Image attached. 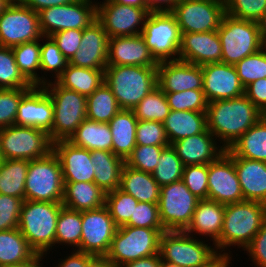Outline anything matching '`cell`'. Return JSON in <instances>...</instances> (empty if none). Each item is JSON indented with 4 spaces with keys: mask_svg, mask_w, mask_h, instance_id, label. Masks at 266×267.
I'll return each instance as SVG.
<instances>
[{
    "mask_svg": "<svg viewBox=\"0 0 266 267\" xmlns=\"http://www.w3.org/2000/svg\"><path fill=\"white\" fill-rule=\"evenodd\" d=\"M265 114L245 95L208 103L207 129L225 149L256 124Z\"/></svg>",
    "mask_w": 266,
    "mask_h": 267,
    "instance_id": "6da1fadb",
    "label": "cell"
},
{
    "mask_svg": "<svg viewBox=\"0 0 266 267\" xmlns=\"http://www.w3.org/2000/svg\"><path fill=\"white\" fill-rule=\"evenodd\" d=\"M265 218L266 204L262 202L244 200L226 204L219 252L232 254L231 247L243 251L259 232Z\"/></svg>",
    "mask_w": 266,
    "mask_h": 267,
    "instance_id": "7a4b0ae2",
    "label": "cell"
},
{
    "mask_svg": "<svg viewBox=\"0 0 266 267\" xmlns=\"http://www.w3.org/2000/svg\"><path fill=\"white\" fill-rule=\"evenodd\" d=\"M62 203L24 200L18 228L37 254L45 257L55 248L57 218Z\"/></svg>",
    "mask_w": 266,
    "mask_h": 267,
    "instance_id": "3957f363",
    "label": "cell"
},
{
    "mask_svg": "<svg viewBox=\"0 0 266 267\" xmlns=\"http://www.w3.org/2000/svg\"><path fill=\"white\" fill-rule=\"evenodd\" d=\"M105 83L110 87L121 109L133 110L158 85L157 67L107 66Z\"/></svg>",
    "mask_w": 266,
    "mask_h": 267,
    "instance_id": "277c9868",
    "label": "cell"
},
{
    "mask_svg": "<svg viewBox=\"0 0 266 267\" xmlns=\"http://www.w3.org/2000/svg\"><path fill=\"white\" fill-rule=\"evenodd\" d=\"M53 105V124L49 138L54 143L68 140L87 118L86 96L60 86L56 81L43 85Z\"/></svg>",
    "mask_w": 266,
    "mask_h": 267,
    "instance_id": "5b68a950",
    "label": "cell"
},
{
    "mask_svg": "<svg viewBox=\"0 0 266 267\" xmlns=\"http://www.w3.org/2000/svg\"><path fill=\"white\" fill-rule=\"evenodd\" d=\"M164 228L123 225L117 228L106 257L116 266L159 254Z\"/></svg>",
    "mask_w": 266,
    "mask_h": 267,
    "instance_id": "8992f818",
    "label": "cell"
},
{
    "mask_svg": "<svg viewBox=\"0 0 266 267\" xmlns=\"http://www.w3.org/2000/svg\"><path fill=\"white\" fill-rule=\"evenodd\" d=\"M63 192L62 168L54 151L29 161L24 200L62 203Z\"/></svg>",
    "mask_w": 266,
    "mask_h": 267,
    "instance_id": "52a82bcc",
    "label": "cell"
},
{
    "mask_svg": "<svg viewBox=\"0 0 266 267\" xmlns=\"http://www.w3.org/2000/svg\"><path fill=\"white\" fill-rule=\"evenodd\" d=\"M217 33L222 46V62L226 64L235 65L263 48L255 21L238 19L225 13Z\"/></svg>",
    "mask_w": 266,
    "mask_h": 267,
    "instance_id": "ba28073f",
    "label": "cell"
},
{
    "mask_svg": "<svg viewBox=\"0 0 266 267\" xmlns=\"http://www.w3.org/2000/svg\"><path fill=\"white\" fill-rule=\"evenodd\" d=\"M53 151L49 134L30 126L11 125L0 128V155L2 159L34 160Z\"/></svg>",
    "mask_w": 266,
    "mask_h": 267,
    "instance_id": "9c48e42d",
    "label": "cell"
},
{
    "mask_svg": "<svg viewBox=\"0 0 266 267\" xmlns=\"http://www.w3.org/2000/svg\"><path fill=\"white\" fill-rule=\"evenodd\" d=\"M141 35L157 62L179 60L182 34L170 11L149 12Z\"/></svg>",
    "mask_w": 266,
    "mask_h": 267,
    "instance_id": "30bf717a",
    "label": "cell"
},
{
    "mask_svg": "<svg viewBox=\"0 0 266 267\" xmlns=\"http://www.w3.org/2000/svg\"><path fill=\"white\" fill-rule=\"evenodd\" d=\"M206 242L203 237L191 236L185 231H164L160 237L159 254L162 261L171 264L199 267L217 253L214 244Z\"/></svg>",
    "mask_w": 266,
    "mask_h": 267,
    "instance_id": "8fae6325",
    "label": "cell"
},
{
    "mask_svg": "<svg viewBox=\"0 0 266 267\" xmlns=\"http://www.w3.org/2000/svg\"><path fill=\"white\" fill-rule=\"evenodd\" d=\"M199 200L182 180L160 187L159 218L165 231H185Z\"/></svg>",
    "mask_w": 266,
    "mask_h": 267,
    "instance_id": "7c38bea8",
    "label": "cell"
},
{
    "mask_svg": "<svg viewBox=\"0 0 266 267\" xmlns=\"http://www.w3.org/2000/svg\"><path fill=\"white\" fill-rule=\"evenodd\" d=\"M97 1L75 0L72 3L48 7L38 12L39 27L43 36L56 32L89 27L97 20Z\"/></svg>",
    "mask_w": 266,
    "mask_h": 267,
    "instance_id": "4fadbf2b",
    "label": "cell"
},
{
    "mask_svg": "<svg viewBox=\"0 0 266 267\" xmlns=\"http://www.w3.org/2000/svg\"><path fill=\"white\" fill-rule=\"evenodd\" d=\"M181 33H202L219 29L225 14L224 0H185L170 11Z\"/></svg>",
    "mask_w": 266,
    "mask_h": 267,
    "instance_id": "5bb4252c",
    "label": "cell"
},
{
    "mask_svg": "<svg viewBox=\"0 0 266 267\" xmlns=\"http://www.w3.org/2000/svg\"><path fill=\"white\" fill-rule=\"evenodd\" d=\"M42 36L38 13L18 1L11 2L0 15V46L13 47Z\"/></svg>",
    "mask_w": 266,
    "mask_h": 267,
    "instance_id": "9a60e30c",
    "label": "cell"
},
{
    "mask_svg": "<svg viewBox=\"0 0 266 267\" xmlns=\"http://www.w3.org/2000/svg\"><path fill=\"white\" fill-rule=\"evenodd\" d=\"M96 3L97 21L109 38L141 34L150 12L148 8L121 5L111 0H99Z\"/></svg>",
    "mask_w": 266,
    "mask_h": 267,
    "instance_id": "2e32d148",
    "label": "cell"
},
{
    "mask_svg": "<svg viewBox=\"0 0 266 267\" xmlns=\"http://www.w3.org/2000/svg\"><path fill=\"white\" fill-rule=\"evenodd\" d=\"M118 226L107 207L82 211V233L78 251L106 256Z\"/></svg>",
    "mask_w": 266,
    "mask_h": 267,
    "instance_id": "e0dca14e",
    "label": "cell"
},
{
    "mask_svg": "<svg viewBox=\"0 0 266 267\" xmlns=\"http://www.w3.org/2000/svg\"><path fill=\"white\" fill-rule=\"evenodd\" d=\"M208 199L225 205L244 201L233 156L227 150L208 164Z\"/></svg>",
    "mask_w": 266,
    "mask_h": 267,
    "instance_id": "ac0fdd59",
    "label": "cell"
},
{
    "mask_svg": "<svg viewBox=\"0 0 266 267\" xmlns=\"http://www.w3.org/2000/svg\"><path fill=\"white\" fill-rule=\"evenodd\" d=\"M201 68L203 92L208 103L244 95L245 88L234 65L216 62L202 65Z\"/></svg>",
    "mask_w": 266,
    "mask_h": 267,
    "instance_id": "d6986e66",
    "label": "cell"
},
{
    "mask_svg": "<svg viewBox=\"0 0 266 267\" xmlns=\"http://www.w3.org/2000/svg\"><path fill=\"white\" fill-rule=\"evenodd\" d=\"M157 82L164 93L203 89L202 68L182 60L158 62Z\"/></svg>",
    "mask_w": 266,
    "mask_h": 267,
    "instance_id": "ffe728a7",
    "label": "cell"
},
{
    "mask_svg": "<svg viewBox=\"0 0 266 267\" xmlns=\"http://www.w3.org/2000/svg\"><path fill=\"white\" fill-rule=\"evenodd\" d=\"M52 124V100L43 86H33L18 105L15 125L38 128L49 134Z\"/></svg>",
    "mask_w": 266,
    "mask_h": 267,
    "instance_id": "44dd1931",
    "label": "cell"
},
{
    "mask_svg": "<svg viewBox=\"0 0 266 267\" xmlns=\"http://www.w3.org/2000/svg\"><path fill=\"white\" fill-rule=\"evenodd\" d=\"M109 36L102 25L96 20L83 29L79 49L69 64L97 70H105L108 60Z\"/></svg>",
    "mask_w": 266,
    "mask_h": 267,
    "instance_id": "7402d4cb",
    "label": "cell"
},
{
    "mask_svg": "<svg viewBox=\"0 0 266 267\" xmlns=\"http://www.w3.org/2000/svg\"><path fill=\"white\" fill-rule=\"evenodd\" d=\"M157 67L141 34L109 38L107 66Z\"/></svg>",
    "mask_w": 266,
    "mask_h": 267,
    "instance_id": "603a6c76",
    "label": "cell"
},
{
    "mask_svg": "<svg viewBox=\"0 0 266 267\" xmlns=\"http://www.w3.org/2000/svg\"><path fill=\"white\" fill-rule=\"evenodd\" d=\"M181 34L179 60L198 66L222 62V46L217 30Z\"/></svg>",
    "mask_w": 266,
    "mask_h": 267,
    "instance_id": "cb8c5ba5",
    "label": "cell"
},
{
    "mask_svg": "<svg viewBox=\"0 0 266 267\" xmlns=\"http://www.w3.org/2000/svg\"><path fill=\"white\" fill-rule=\"evenodd\" d=\"M53 151L59 158L64 182H94L91 151L76 147L67 140L54 142Z\"/></svg>",
    "mask_w": 266,
    "mask_h": 267,
    "instance_id": "d4e9b609",
    "label": "cell"
},
{
    "mask_svg": "<svg viewBox=\"0 0 266 267\" xmlns=\"http://www.w3.org/2000/svg\"><path fill=\"white\" fill-rule=\"evenodd\" d=\"M171 146L184 166L212 163L226 150L208 129L180 139Z\"/></svg>",
    "mask_w": 266,
    "mask_h": 267,
    "instance_id": "484cf974",
    "label": "cell"
},
{
    "mask_svg": "<svg viewBox=\"0 0 266 267\" xmlns=\"http://www.w3.org/2000/svg\"><path fill=\"white\" fill-rule=\"evenodd\" d=\"M225 204L209 199L199 200L191 223L185 230L191 236L205 237L213 242L219 252V237L223 228Z\"/></svg>",
    "mask_w": 266,
    "mask_h": 267,
    "instance_id": "4316f807",
    "label": "cell"
},
{
    "mask_svg": "<svg viewBox=\"0 0 266 267\" xmlns=\"http://www.w3.org/2000/svg\"><path fill=\"white\" fill-rule=\"evenodd\" d=\"M244 200L266 204V162L233 157Z\"/></svg>",
    "mask_w": 266,
    "mask_h": 267,
    "instance_id": "83f0119b",
    "label": "cell"
},
{
    "mask_svg": "<svg viewBox=\"0 0 266 267\" xmlns=\"http://www.w3.org/2000/svg\"><path fill=\"white\" fill-rule=\"evenodd\" d=\"M106 192L95 182H64L62 204L74 211H86L105 205Z\"/></svg>",
    "mask_w": 266,
    "mask_h": 267,
    "instance_id": "f1b7e54d",
    "label": "cell"
},
{
    "mask_svg": "<svg viewBox=\"0 0 266 267\" xmlns=\"http://www.w3.org/2000/svg\"><path fill=\"white\" fill-rule=\"evenodd\" d=\"M137 118L132 110L121 109L109 122L112 152L124 161L136 147Z\"/></svg>",
    "mask_w": 266,
    "mask_h": 267,
    "instance_id": "f546056e",
    "label": "cell"
},
{
    "mask_svg": "<svg viewBox=\"0 0 266 267\" xmlns=\"http://www.w3.org/2000/svg\"><path fill=\"white\" fill-rule=\"evenodd\" d=\"M119 189L133 196L138 202H159L160 185L153 178V175L133 169L126 164L121 171Z\"/></svg>",
    "mask_w": 266,
    "mask_h": 267,
    "instance_id": "4dcf8cb0",
    "label": "cell"
},
{
    "mask_svg": "<svg viewBox=\"0 0 266 267\" xmlns=\"http://www.w3.org/2000/svg\"><path fill=\"white\" fill-rule=\"evenodd\" d=\"M162 123L170 145L207 129L206 112L170 110Z\"/></svg>",
    "mask_w": 266,
    "mask_h": 267,
    "instance_id": "1f68e13d",
    "label": "cell"
},
{
    "mask_svg": "<svg viewBox=\"0 0 266 267\" xmlns=\"http://www.w3.org/2000/svg\"><path fill=\"white\" fill-rule=\"evenodd\" d=\"M91 163L94 169V182L106 193L119 189L121 171L125 161L112 151L92 150Z\"/></svg>",
    "mask_w": 266,
    "mask_h": 267,
    "instance_id": "d6a6232c",
    "label": "cell"
},
{
    "mask_svg": "<svg viewBox=\"0 0 266 267\" xmlns=\"http://www.w3.org/2000/svg\"><path fill=\"white\" fill-rule=\"evenodd\" d=\"M67 141L89 151H112V134L108 123L88 118L84 119Z\"/></svg>",
    "mask_w": 266,
    "mask_h": 267,
    "instance_id": "836d02e7",
    "label": "cell"
},
{
    "mask_svg": "<svg viewBox=\"0 0 266 267\" xmlns=\"http://www.w3.org/2000/svg\"><path fill=\"white\" fill-rule=\"evenodd\" d=\"M226 150L233 157L266 162V115Z\"/></svg>",
    "mask_w": 266,
    "mask_h": 267,
    "instance_id": "e575fe53",
    "label": "cell"
},
{
    "mask_svg": "<svg viewBox=\"0 0 266 267\" xmlns=\"http://www.w3.org/2000/svg\"><path fill=\"white\" fill-rule=\"evenodd\" d=\"M56 82L63 88L76 91L87 97L105 82L104 70L82 68L68 63Z\"/></svg>",
    "mask_w": 266,
    "mask_h": 267,
    "instance_id": "d590c367",
    "label": "cell"
},
{
    "mask_svg": "<svg viewBox=\"0 0 266 267\" xmlns=\"http://www.w3.org/2000/svg\"><path fill=\"white\" fill-rule=\"evenodd\" d=\"M36 255L19 228L0 231V267L23 263Z\"/></svg>",
    "mask_w": 266,
    "mask_h": 267,
    "instance_id": "8d00e7d4",
    "label": "cell"
},
{
    "mask_svg": "<svg viewBox=\"0 0 266 267\" xmlns=\"http://www.w3.org/2000/svg\"><path fill=\"white\" fill-rule=\"evenodd\" d=\"M28 166V160L2 159L0 162V194L24 200Z\"/></svg>",
    "mask_w": 266,
    "mask_h": 267,
    "instance_id": "74e56055",
    "label": "cell"
},
{
    "mask_svg": "<svg viewBox=\"0 0 266 267\" xmlns=\"http://www.w3.org/2000/svg\"><path fill=\"white\" fill-rule=\"evenodd\" d=\"M40 40L11 47L20 73L32 86H42Z\"/></svg>",
    "mask_w": 266,
    "mask_h": 267,
    "instance_id": "f35d334b",
    "label": "cell"
},
{
    "mask_svg": "<svg viewBox=\"0 0 266 267\" xmlns=\"http://www.w3.org/2000/svg\"><path fill=\"white\" fill-rule=\"evenodd\" d=\"M82 233V211H74L66 207L60 209L56 224L55 247L65 245L78 250Z\"/></svg>",
    "mask_w": 266,
    "mask_h": 267,
    "instance_id": "ab89813d",
    "label": "cell"
},
{
    "mask_svg": "<svg viewBox=\"0 0 266 267\" xmlns=\"http://www.w3.org/2000/svg\"><path fill=\"white\" fill-rule=\"evenodd\" d=\"M87 100V118L101 123H108L120 110L116 97L104 82Z\"/></svg>",
    "mask_w": 266,
    "mask_h": 267,
    "instance_id": "60d3db41",
    "label": "cell"
},
{
    "mask_svg": "<svg viewBox=\"0 0 266 267\" xmlns=\"http://www.w3.org/2000/svg\"><path fill=\"white\" fill-rule=\"evenodd\" d=\"M41 40V75L42 73V86L47 82L56 81V79L63 73L69 61L65 58L59 50L56 42L51 36H42ZM51 74L50 79L46 75ZM54 78V79H53Z\"/></svg>",
    "mask_w": 266,
    "mask_h": 267,
    "instance_id": "b9f144b4",
    "label": "cell"
},
{
    "mask_svg": "<svg viewBox=\"0 0 266 267\" xmlns=\"http://www.w3.org/2000/svg\"><path fill=\"white\" fill-rule=\"evenodd\" d=\"M138 121L163 122L170 113L165 93L157 86L132 110Z\"/></svg>",
    "mask_w": 266,
    "mask_h": 267,
    "instance_id": "7bdbcfd3",
    "label": "cell"
},
{
    "mask_svg": "<svg viewBox=\"0 0 266 267\" xmlns=\"http://www.w3.org/2000/svg\"><path fill=\"white\" fill-rule=\"evenodd\" d=\"M20 73L11 47L0 46V89H31Z\"/></svg>",
    "mask_w": 266,
    "mask_h": 267,
    "instance_id": "ee69618b",
    "label": "cell"
},
{
    "mask_svg": "<svg viewBox=\"0 0 266 267\" xmlns=\"http://www.w3.org/2000/svg\"><path fill=\"white\" fill-rule=\"evenodd\" d=\"M183 168L184 165L181 159L170 145L162 151L152 175L160 187H162L182 180Z\"/></svg>",
    "mask_w": 266,
    "mask_h": 267,
    "instance_id": "f6af8a7d",
    "label": "cell"
},
{
    "mask_svg": "<svg viewBox=\"0 0 266 267\" xmlns=\"http://www.w3.org/2000/svg\"><path fill=\"white\" fill-rule=\"evenodd\" d=\"M137 203L138 201L133 196L120 189L109 191L105 195V206L118 227L130 220Z\"/></svg>",
    "mask_w": 266,
    "mask_h": 267,
    "instance_id": "bcb514c9",
    "label": "cell"
},
{
    "mask_svg": "<svg viewBox=\"0 0 266 267\" xmlns=\"http://www.w3.org/2000/svg\"><path fill=\"white\" fill-rule=\"evenodd\" d=\"M234 66L244 88L258 79L266 78V47L243 58Z\"/></svg>",
    "mask_w": 266,
    "mask_h": 267,
    "instance_id": "7dc6e473",
    "label": "cell"
},
{
    "mask_svg": "<svg viewBox=\"0 0 266 267\" xmlns=\"http://www.w3.org/2000/svg\"><path fill=\"white\" fill-rule=\"evenodd\" d=\"M170 110L206 112L208 102L203 89L165 93Z\"/></svg>",
    "mask_w": 266,
    "mask_h": 267,
    "instance_id": "c3c4849f",
    "label": "cell"
},
{
    "mask_svg": "<svg viewBox=\"0 0 266 267\" xmlns=\"http://www.w3.org/2000/svg\"><path fill=\"white\" fill-rule=\"evenodd\" d=\"M166 147L168 146L136 145L125 164L133 169L152 174Z\"/></svg>",
    "mask_w": 266,
    "mask_h": 267,
    "instance_id": "681fc988",
    "label": "cell"
},
{
    "mask_svg": "<svg viewBox=\"0 0 266 267\" xmlns=\"http://www.w3.org/2000/svg\"><path fill=\"white\" fill-rule=\"evenodd\" d=\"M225 13L257 22L266 13V0H224Z\"/></svg>",
    "mask_w": 266,
    "mask_h": 267,
    "instance_id": "f907efd6",
    "label": "cell"
},
{
    "mask_svg": "<svg viewBox=\"0 0 266 267\" xmlns=\"http://www.w3.org/2000/svg\"><path fill=\"white\" fill-rule=\"evenodd\" d=\"M182 181L197 198L208 199V164L184 166Z\"/></svg>",
    "mask_w": 266,
    "mask_h": 267,
    "instance_id": "816d5d0a",
    "label": "cell"
},
{
    "mask_svg": "<svg viewBox=\"0 0 266 267\" xmlns=\"http://www.w3.org/2000/svg\"><path fill=\"white\" fill-rule=\"evenodd\" d=\"M135 137L136 145L170 146L162 122L138 121Z\"/></svg>",
    "mask_w": 266,
    "mask_h": 267,
    "instance_id": "f5cc1de1",
    "label": "cell"
},
{
    "mask_svg": "<svg viewBox=\"0 0 266 267\" xmlns=\"http://www.w3.org/2000/svg\"><path fill=\"white\" fill-rule=\"evenodd\" d=\"M30 89H0V128L15 124L18 105Z\"/></svg>",
    "mask_w": 266,
    "mask_h": 267,
    "instance_id": "db71d44e",
    "label": "cell"
},
{
    "mask_svg": "<svg viewBox=\"0 0 266 267\" xmlns=\"http://www.w3.org/2000/svg\"><path fill=\"white\" fill-rule=\"evenodd\" d=\"M132 227L164 228L159 218L158 203L138 202L125 224Z\"/></svg>",
    "mask_w": 266,
    "mask_h": 267,
    "instance_id": "11a10c76",
    "label": "cell"
},
{
    "mask_svg": "<svg viewBox=\"0 0 266 267\" xmlns=\"http://www.w3.org/2000/svg\"><path fill=\"white\" fill-rule=\"evenodd\" d=\"M23 202L21 198L0 194V231L18 228Z\"/></svg>",
    "mask_w": 266,
    "mask_h": 267,
    "instance_id": "9f6ffc18",
    "label": "cell"
},
{
    "mask_svg": "<svg viewBox=\"0 0 266 267\" xmlns=\"http://www.w3.org/2000/svg\"><path fill=\"white\" fill-rule=\"evenodd\" d=\"M83 30L68 29L54 33L51 35L56 42L59 50L70 61L75 52L79 49L82 40Z\"/></svg>",
    "mask_w": 266,
    "mask_h": 267,
    "instance_id": "6f0895ef",
    "label": "cell"
},
{
    "mask_svg": "<svg viewBox=\"0 0 266 267\" xmlns=\"http://www.w3.org/2000/svg\"><path fill=\"white\" fill-rule=\"evenodd\" d=\"M255 267H266V218L259 232L243 250ZM247 251V252H246Z\"/></svg>",
    "mask_w": 266,
    "mask_h": 267,
    "instance_id": "680465c9",
    "label": "cell"
},
{
    "mask_svg": "<svg viewBox=\"0 0 266 267\" xmlns=\"http://www.w3.org/2000/svg\"><path fill=\"white\" fill-rule=\"evenodd\" d=\"M244 95L266 115V78L258 79L246 86Z\"/></svg>",
    "mask_w": 266,
    "mask_h": 267,
    "instance_id": "91938a15",
    "label": "cell"
},
{
    "mask_svg": "<svg viewBox=\"0 0 266 267\" xmlns=\"http://www.w3.org/2000/svg\"><path fill=\"white\" fill-rule=\"evenodd\" d=\"M93 257V255L73 250L70 254L66 255L64 259L60 258L57 265L54 267H87L88 261Z\"/></svg>",
    "mask_w": 266,
    "mask_h": 267,
    "instance_id": "94428289",
    "label": "cell"
},
{
    "mask_svg": "<svg viewBox=\"0 0 266 267\" xmlns=\"http://www.w3.org/2000/svg\"><path fill=\"white\" fill-rule=\"evenodd\" d=\"M24 6L31 8L35 12H39L42 9L48 7H55L59 5L69 4L75 0H17Z\"/></svg>",
    "mask_w": 266,
    "mask_h": 267,
    "instance_id": "6125c7cd",
    "label": "cell"
},
{
    "mask_svg": "<svg viewBox=\"0 0 266 267\" xmlns=\"http://www.w3.org/2000/svg\"><path fill=\"white\" fill-rule=\"evenodd\" d=\"M161 263L160 254H156L125 263L120 267H161Z\"/></svg>",
    "mask_w": 266,
    "mask_h": 267,
    "instance_id": "be15d7a7",
    "label": "cell"
},
{
    "mask_svg": "<svg viewBox=\"0 0 266 267\" xmlns=\"http://www.w3.org/2000/svg\"><path fill=\"white\" fill-rule=\"evenodd\" d=\"M232 259L233 254L217 252L211 259L199 267H231Z\"/></svg>",
    "mask_w": 266,
    "mask_h": 267,
    "instance_id": "e7e4bbea",
    "label": "cell"
},
{
    "mask_svg": "<svg viewBox=\"0 0 266 267\" xmlns=\"http://www.w3.org/2000/svg\"><path fill=\"white\" fill-rule=\"evenodd\" d=\"M148 10L150 12L171 11L178 0H146Z\"/></svg>",
    "mask_w": 266,
    "mask_h": 267,
    "instance_id": "03108f58",
    "label": "cell"
},
{
    "mask_svg": "<svg viewBox=\"0 0 266 267\" xmlns=\"http://www.w3.org/2000/svg\"><path fill=\"white\" fill-rule=\"evenodd\" d=\"M87 267H116L106 256H93Z\"/></svg>",
    "mask_w": 266,
    "mask_h": 267,
    "instance_id": "003e7915",
    "label": "cell"
},
{
    "mask_svg": "<svg viewBox=\"0 0 266 267\" xmlns=\"http://www.w3.org/2000/svg\"><path fill=\"white\" fill-rule=\"evenodd\" d=\"M260 40L263 47H266V13L257 21Z\"/></svg>",
    "mask_w": 266,
    "mask_h": 267,
    "instance_id": "a7ac6f4b",
    "label": "cell"
},
{
    "mask_svg": "<svg viewBox=\"0 0 266 267\" xmlns=\"http://www.w3.org/2000/svg\"><path fill=\"white\" fill-rule=\"evenodd\" d=\"M114 3L121 5L133 6L137 8H148L146 0H111Z\"/></svg>",
    "mask_w": 266,
    "mask_h": 267,
    "instance_id": "89a4df30",
    "label": "cell"
},
{
    "mask_svg": "<svg viewBox=\"0 0 266 267\" xmlns=\"http://www.w3.org/2000/svg\"><path fill=\"white\" fill-rule=\"evenodd\" d=\"M43 257L41 254H37L33 259H30L26 262L14 264L13 267H34Z\"/></svg>",
    "mask_w": 266,
    "mask_h": 267,
    "instance_id": "2644e50d",
    "label": "cell"
},
{
    "mask_svg": "<svg viewBox=\"0 0 266 267\" xmlns=\"http://www.w3.org/2000/svg\"><path fill=\"white\" fill-rule=\"evenodd\" d=\"M11 2L9 0H0V15Z\"/></svg>",
    "mask_w": 266,
    "mask_h": 267,
    "instance_id": "8c879c8a",
    "label": "cell"
},
{
    "mask_svg": "<svg viewBox=\"0 0 266 267\" xmlns=\"http://www.w3.org/2000/svg\"><path fill=\"white\" fill-rule=\"evenodd\" d=\"M161 267H182V266H178V265H176V264H171V263L162 261V263H161Z\"/></svg>",
    "mask_w": 266,
    "mask_h": 267,
    "instance_id": "753ad0ef",
    "label": "cell"
},
{
    "mask_svg": "<svg viewBox=\"0 0 266 267\" xmlns=\"http://www.w3.org/2000/svg\"><path fill=\"white\" fill-rule=\"evenodd\" d=\"M45 257H43L34 267H47L44 266V259Z\"/></svg>",
    "mask_w": 266,
    "mask_h": 267,
    "instance_id": "34e18365",
    "label": "cell"
}]
</instances>
